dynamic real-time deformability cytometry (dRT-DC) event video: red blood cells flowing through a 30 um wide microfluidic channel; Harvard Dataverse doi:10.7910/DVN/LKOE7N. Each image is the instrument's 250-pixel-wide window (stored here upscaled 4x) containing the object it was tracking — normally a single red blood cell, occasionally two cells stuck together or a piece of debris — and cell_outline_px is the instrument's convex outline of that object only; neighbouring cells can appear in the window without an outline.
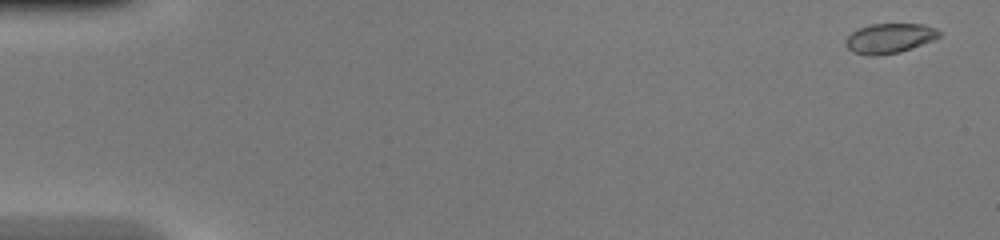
{"species": "common noctule bat (a hibernating species)", "species_latin": "Nyctalus noctula", "temperature_condition": "warm", "stored_images_in_passage": 49, "camera_frame_rate_fps": 3000, "um_per_image_px": 0.085, "animal": {"sex": "female", "body_mass_g": 20.0, "forearm_length_mm": 54.0}, "frame": {"image": 1, "passage_image": 2, "time_ms": 0.333, "image_size_px": [1000, 240], "cell_outline_px": [[940, 36], [932, 40], [912, 48], [900, 52], [876, 56], [872, 56], [852, 52], [844, 44], [844, 40], [852, 32], [868, 24], [924, 24], [936, 28], [940, 32]], "centroid_in_image_um": [75.58, 3.25], "position_along_channel_um": 9.4, "area_um2": 16.3}}
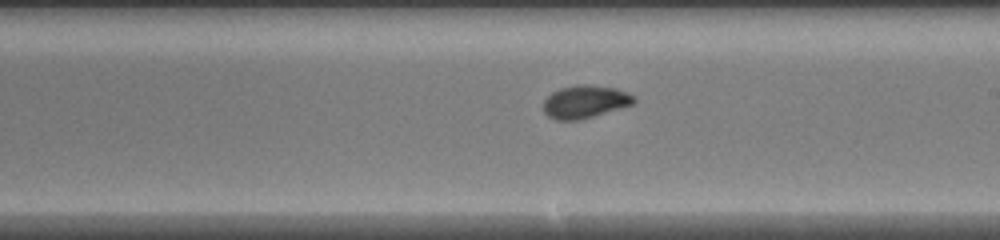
{"frame": {"image": 2, "passage_image": 29, "time_ms": 9.333, "image_size_px": [1000, 240], "cell_outline_px": [[636, 104], [580, 120], [556, 120], [548, 116], [544, 112], [544, 100], [552, 92], [560, 88], [580, 84], [584, 84], [612, 88], [636, 96]], "centroid_in_image_um": [49.74, 8.66], "position_along_channel_um": 239.3, "area_um2": 17.28}}
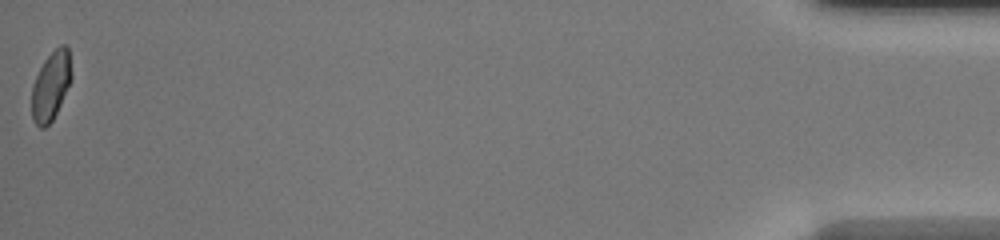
{"frame": {"image": 3, "passage_image": 49, "time_ms": 16.0, "image_size_px": [1000, 240], "cell_outline_px": [[72, 80], [52, 120], [44, 128], [40, 128], [32, 120], [32, 84], [44, 60], [60, 44], [64, 44], [68, 48], [72, 72]], "centroid_in_image_um": [4.33, 7.29], "position_along_channel_um": 430.9, "area_um2": 15.9}, "authors_computed_cell_mechanics": {"area_um2": 16.5886, "velocity_mm_per_s": 4.2921, "shape_relaxation_time_tau1_ms": 2.897, "shape_relaxation_time_tau2_ms": null, "deformation_change_tau1": 0.1617, "deformation_change_tau2": null}}